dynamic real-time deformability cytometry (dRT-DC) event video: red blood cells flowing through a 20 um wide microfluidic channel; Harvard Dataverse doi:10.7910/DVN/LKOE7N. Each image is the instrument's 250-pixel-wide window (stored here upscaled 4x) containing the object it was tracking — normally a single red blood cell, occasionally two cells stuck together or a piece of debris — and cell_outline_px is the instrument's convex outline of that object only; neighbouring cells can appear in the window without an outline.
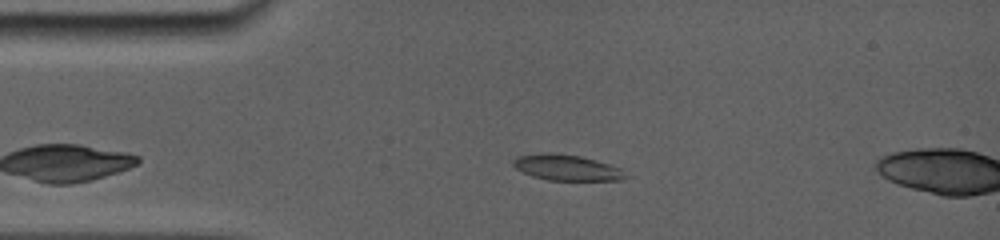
{"species": "common noctule bat (a hibernating species)", "species_latin": "Nyctalus noctula", "temperature_condition": "room temperature", "stored_images_in_passage": 6, "camera_frame_rate_fps": 5000, "um_per_image_px": 0.085, "animal": {"sex": "female", "body_mass_g": 19.0, "forearm_length_mm": 56.7}, "frame": {"image": 1, "passage_image": 3, "time_ms": 0.6, "image_size_px": [1000, 240], "cell_outline_px": [[632, 176], [624, 180], [548, 180], [532, 176], [516, 168], [512, 164], [512, 160], [516, 156], [540, 152], [552, 152], [580, 156], [608, 164], [620, 168]], "centroid_in_image_um": [48.19, 14.24], "position_along_channel_um": 36.8, "area_um2": 17.11}}